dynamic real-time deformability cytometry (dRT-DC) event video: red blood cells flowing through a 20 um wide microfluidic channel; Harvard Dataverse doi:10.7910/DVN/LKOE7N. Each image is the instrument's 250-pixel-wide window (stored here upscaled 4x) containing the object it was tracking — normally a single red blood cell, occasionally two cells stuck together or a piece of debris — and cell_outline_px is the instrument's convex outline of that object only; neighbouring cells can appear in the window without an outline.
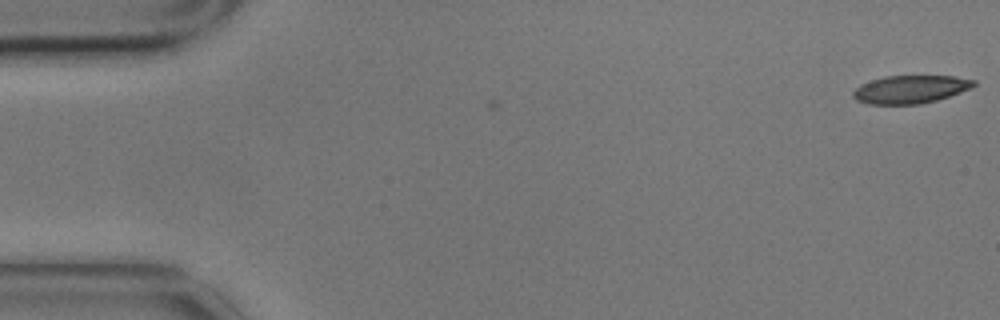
{"species": "common noctule bat (a hibernating species)", "species_latin": "Nyctalus noctula", "temperature_condition": "cold", "stored_images_in_passage": 2, "camera_frame_rate_fps": 3000, "um_per_image_px": 0.085, "animal": {"sex": "male", "body_mass_g": 17.9}, "frame": {"image": 1, "passage_image": 1, "time_ms": 0.0, "image_size_px": [1000, 320], "cell_outline_px": [[976, 84], [960, 92], [936, 100], [920, 104], [868, 104], [856, 100], [852, 96], [852, 92], [860, 84], [884, 76], [956, 76], [976, 80]], "centroid_in_image_um": [77.35, 7.59], "position_along_channel_um": 7.7, "area_um2": 19.59}}